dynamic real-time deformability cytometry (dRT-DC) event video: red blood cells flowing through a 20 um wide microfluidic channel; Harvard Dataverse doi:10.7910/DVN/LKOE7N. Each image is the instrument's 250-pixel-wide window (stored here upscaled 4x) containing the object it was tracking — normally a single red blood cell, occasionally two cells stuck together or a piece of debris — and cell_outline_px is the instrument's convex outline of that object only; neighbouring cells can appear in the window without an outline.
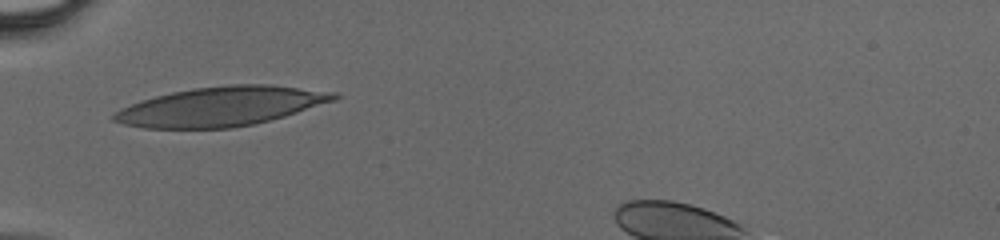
{"species": "human", "species_latin": "Homo sapiens", "temperature_condition": "cold", "stored_images_in_passage": 7, "camera_frame_rate_fps": 3000, "um_per_image_px": 0.085, "donor": {"sex": "male"}, "frame": {"image": 1, "passage_image": 1, "time_ms": 0.0, "image_size_px": [1000, 240], "cell_outline_px": [[340, 96], [336, 100], [284, 116], [252, 124], [232, 128], [144, 128], [124, 124], [112, 120], [112, 116], [120, 108], [156, 96], [172, 92], [192, 88], [228, 84], [272, 84], [336, 92]], "centroid_in_image_um": [18.82, 9.03], "position_along_channel_um": 66.2, "area_um2": 50.17}}